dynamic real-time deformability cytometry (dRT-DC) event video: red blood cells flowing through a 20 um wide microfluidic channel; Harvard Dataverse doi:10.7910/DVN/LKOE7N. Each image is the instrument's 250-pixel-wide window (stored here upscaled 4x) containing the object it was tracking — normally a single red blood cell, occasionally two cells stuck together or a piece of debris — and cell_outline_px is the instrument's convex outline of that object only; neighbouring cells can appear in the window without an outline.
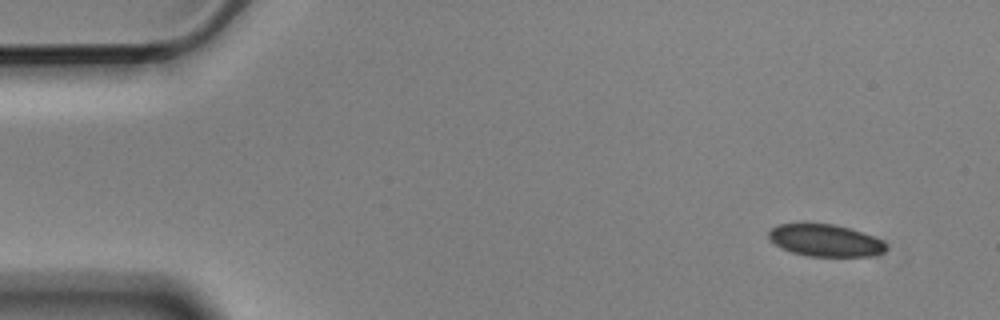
{"species": "Egyptian fruit bat (a non-hibernating species)", "species_latin": "Rousettus aegyptiacus", "temperature_condition": "cold", "stored_images_in_passage": 4, "segment_of_instrument_passage": [2, 2], "camera_frame_rate_fps": 3000, "um_per_image_px": 0.085, "animal": {"sex": "male"}, "frame": {"image": 1, "passage_image": 4, "time_ms": 1.0, "image_size_px": [1000, 320], "cell_outline_px": [[888, 248], [884, 252], [868, 256], [808, 256], [792, 252], [776, 244], [768, 236], [768, 232], [776, 224], [804, 220], [832, 224], [852, 228], [864, 232], [884, 240], [888, 244]], "centroid_in_image_um": [70.16, 20.38], "position_along_channel_um": 14.8, "area_um2": 22.77}}